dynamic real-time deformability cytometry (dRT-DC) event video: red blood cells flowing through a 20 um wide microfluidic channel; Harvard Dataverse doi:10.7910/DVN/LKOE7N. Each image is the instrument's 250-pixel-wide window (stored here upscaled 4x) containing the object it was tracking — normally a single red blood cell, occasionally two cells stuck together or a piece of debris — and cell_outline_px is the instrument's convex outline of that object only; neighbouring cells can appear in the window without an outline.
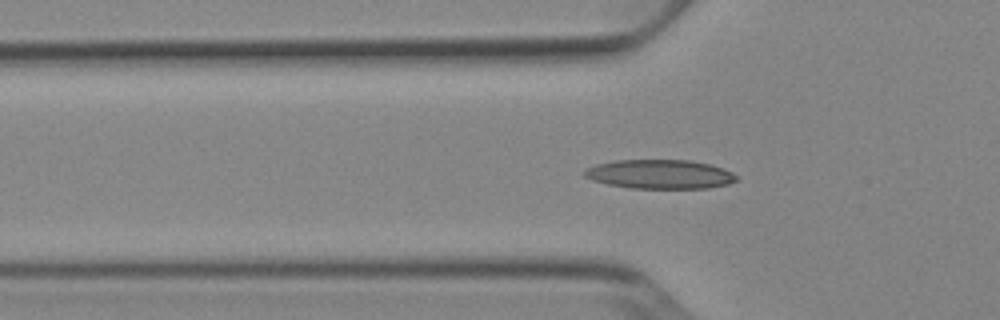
{"species": "Egyptian fruit bat (a non-hibernating species)", "species_latin": "Rousettus aegyptiacus", "temperature_condition": "cold", "stored_images_in_passage": 38, "camera_frame_rate_fps": 3000, "um_per_image_px": 0.085, "animal": {"sex": "female"}, "frame": {"image": 1, "passage_image": 2, "time_ms": 0.333, "image_size_px": [1000, 320], "cell_outline_px": [[736, 180], [728, 184], [708, 188], [632, 188], [608, 184], [592, 180], [584, 176], [584, 172], [588, 168], [596, 164], [612, 160], [688, 160], [712, 164], [724, 168], [732, 172], [736, 176]], "centroid_in_image_um": [56.1, 14.8], "position_along_channel_um": 69.7, "area_um2": 25.78}}
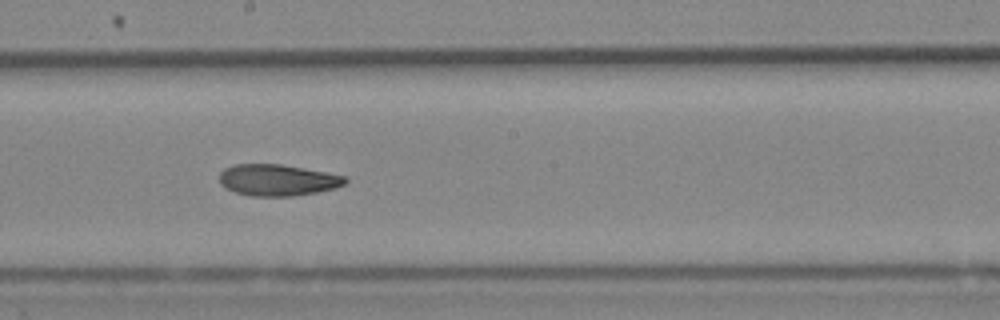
{"frame": {"image": 2, "passage_image": 14, "time_ms": 4.333, "image_size_px": [1000, 320], "cell_outline_px": [[348, 180], [344, 184], [336, 188], [316, 192], [292, 196], [252, 196], [236, 192], [220, 184], [220, 172], [224, 168], [232, 164], [280, 164], [348, 176]], "centroid_in_image_um": [23.6, 15.3], "position_along_channel_um": 224.6, "area_um2": 23.0}}
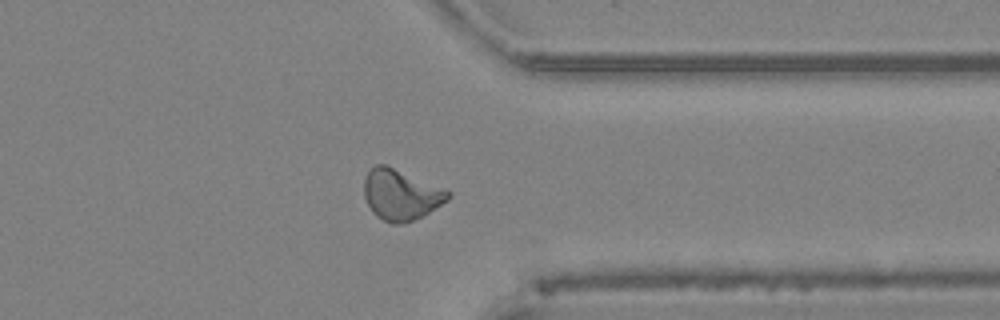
{"frame": {"image": 3, "passage_image": 26, "time_ms": 8.333, "image_size_px": [1000, 320], "cell_outline_px": [[452, 196], [448, 200], [428, 212], [412, 220], [400, 224], [392, 224], [376, 216], [372, 212], [364, 196], [364, 180], [368, 172], [376, 164], [384, 164], [452, 192]], "centroid_in_image_um": [34.05, 16.56], "position_along_channel_um": 377.3, "area_um2": 24.33}, "authors_computed_cell_mechanics": {"area_um2": 23.6113, "velocity_mm_per_s": 3.8836, "shape_relaxation_time_tau1_ms": 10.1733, "shape_relaxation_time_tau2_ms": 4.9659, "deformation_change_tau1": 0.2127, "deformation_change_tau2": 0.123}}